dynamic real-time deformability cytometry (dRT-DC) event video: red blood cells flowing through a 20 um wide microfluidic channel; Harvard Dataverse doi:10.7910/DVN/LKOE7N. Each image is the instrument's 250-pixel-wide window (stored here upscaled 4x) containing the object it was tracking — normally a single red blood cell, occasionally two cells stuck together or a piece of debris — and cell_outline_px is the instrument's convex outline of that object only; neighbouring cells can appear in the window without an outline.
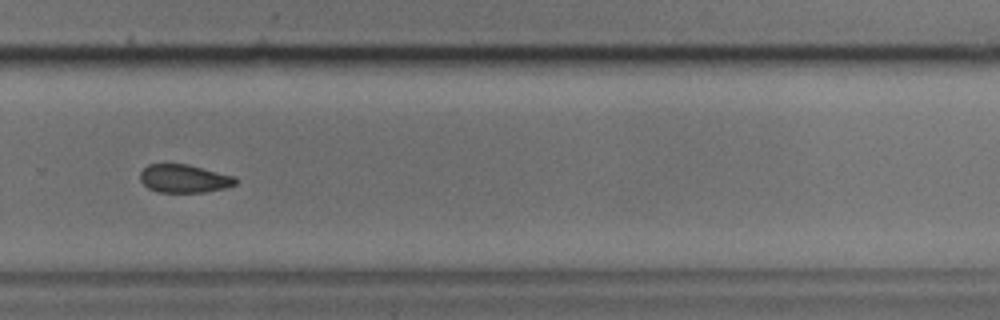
{"species": "common noctule bat (a hibernating species)", "species_latin": "Nyctalus noctula", "temperature_condition": "cold", "stored_images_in_passage": 38, "camera_frame_rate_fps": 3000, "um_per_image_px": 0.085, "animal": {"sex": "male", "body_mass_g": 17.9, "forearm_length_mm": 54.2}, "frame": {"image": 1, "passage_image": 22, "time_ms": 7.0, "image_size_px": [1000, 320], "cell_outline_px": [[236, 184], [224, 188], [204, 192], [160, 192], [148, 188], [140, 180], [140, 172], [148, 164], [188, 164], [236, 176]], "centroid_in_image_um": [15.66, 15.17], "position_along_channel_um": 314.1, "area_um2": 15.66}}
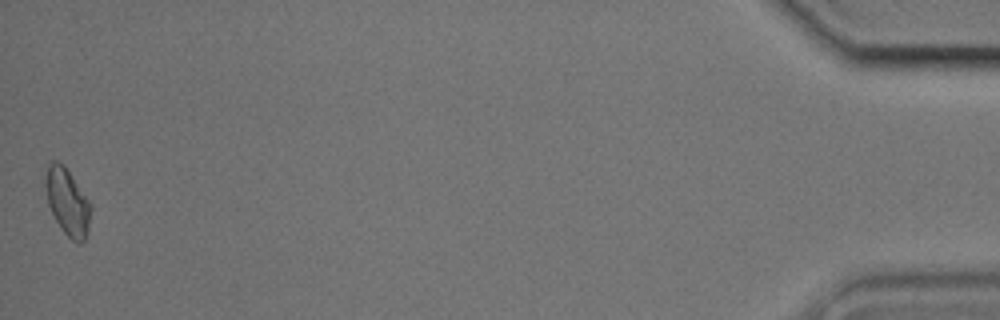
{"frame": {"image": 2, "passage_image": 38, "time_ms": 12.333, "image_size_px": [1000, 320], "cell_outline_px": [[92, 208], [88, 232], [84, 240], [80, 244], [76, 244], [64, 232], [56, 220], [48, 204], [44, 184], [48, 164], [52, 160], [56, 160], [64, 164], [92, 204]], "centroid_in_image_um": [5.75, 17.15], "position_along_channel_um": 429.4, "area_um2": 17.86}}